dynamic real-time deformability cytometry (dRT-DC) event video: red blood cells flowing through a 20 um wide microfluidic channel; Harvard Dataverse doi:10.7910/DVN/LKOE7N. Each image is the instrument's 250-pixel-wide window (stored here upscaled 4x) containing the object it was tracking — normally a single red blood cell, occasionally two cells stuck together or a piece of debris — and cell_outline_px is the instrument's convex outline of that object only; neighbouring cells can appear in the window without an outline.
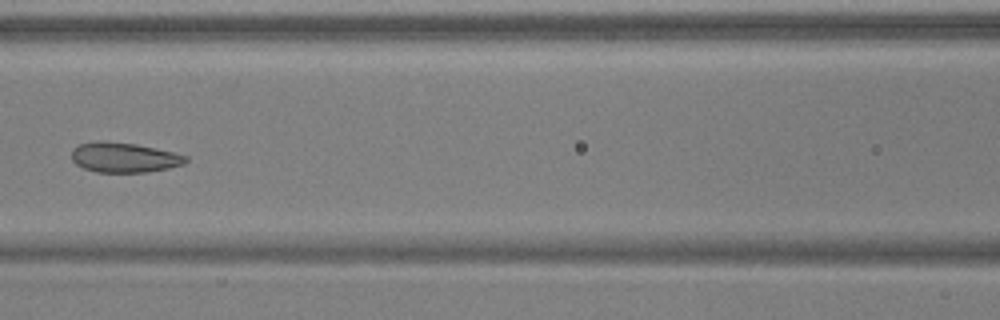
{"species": "common noctule bat (a hibernating species)", "species_latin": "Nyctalus noctula", "temperature_condition": "warm", "stored_images_in_passage": 7, "camera_frame_rate_fps": 3000, "um_per_image_px": 0.085, "animal": {"sex": "male", "body_mass_g": 17.9, "forearm_length_mm": 54.2}, "frame": {"image": 1, "passage_image": 6, "time_ms": 1.667, "image_size_px": [1000, 320], "cell_outline_px": [[188, 160], [184, 164], [168, 168], [144, 172], [96, 172], [84, 168], [76, 164], [72, 160], [72, 148], [76, 144], [96, 140], [104, 140], [136, 144], [156, 148], [188, 156]], "centroid_in_image_um": [10.51, 13.36], "position_along_channel_um": 156.1, "area_um2": 20.11}}
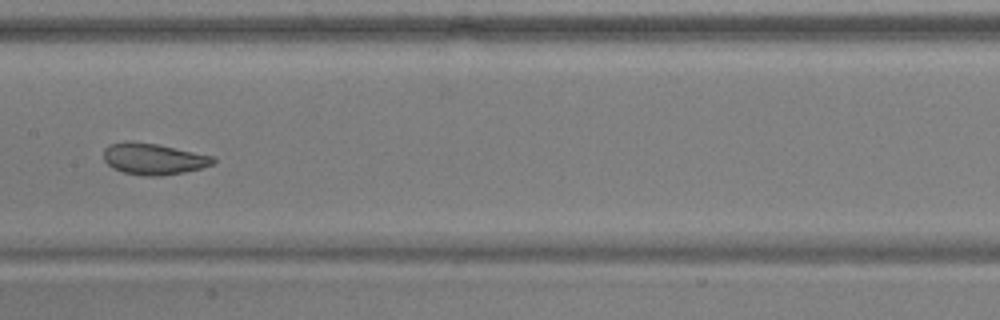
{"frame": {"image": 2, "passage_image": 7, "time_ms": 2.0, "image_size_px": [1000, 320], "cell_outline_px": [[216, 160], [212, 164], [200, 168], [184, 172], [160, 176], [144, 176], [124, 172], [112, 168], [104, 160], [104, 148], [112, 144], [128, 140], [156, 144], [212, 156]], "centroid_in_image_um": [13.01, 13.51], "position_along_channel_um": 194.4, "area_um2": 19.77}}